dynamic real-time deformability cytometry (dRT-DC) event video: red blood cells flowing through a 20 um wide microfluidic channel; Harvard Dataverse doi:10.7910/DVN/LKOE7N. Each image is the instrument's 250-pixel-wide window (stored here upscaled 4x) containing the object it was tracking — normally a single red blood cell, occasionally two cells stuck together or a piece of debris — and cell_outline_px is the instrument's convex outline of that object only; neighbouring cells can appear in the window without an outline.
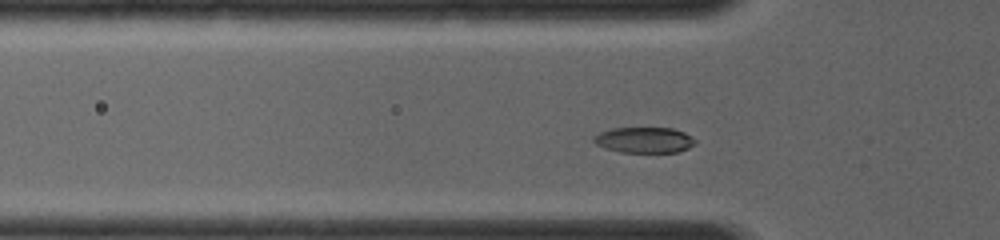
{"species": "common noctule bat (a hibernating species)", "species_latin": "Nyctalus noctula", "temperature_condition": "room temperature", "stored_images_in_passage": 12, "camera_frame_rate_fps": 4000, "um_per_image_px": 0.085, "animal": {"sex": "female", "body_mass_g": 19.0, "forearm_length_mm": 56.7}, "frame": {"image": 1, "passage_image": 7, "time_ms": 1.5, "image_size_px": [1000, 240], "cell_outline_px": [[696, 144], [688, 148], [676, 152], [620, 152], [604, 148], [596, 144], [592, 140], [592, 136], [600, 132], [612, 128], [672, 128], [684, 132], [696, 140]], "centroid_in_image_um": [54.73, 11.9], "position_along_channel_um": 71.1, "area_um2": 15.26}}
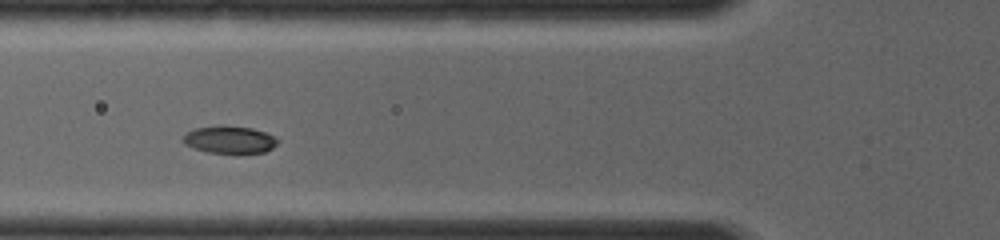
{"frame": {"image": 2, "passage_image": 11, "time_ms": 2.25, "image_size_px": [1000, 240], "cell_outline_px": [[280, 140], [272, 148], [264, 152], [208, 152], [184, 144], [180, 140], [188, 132], [196, 128], [220, 124], [224, 124], [252, 128], [276, 136]], "centroid_in_image_um": [19.52, 11.83], "position_along_channel_um": 106.3, "area_um2": 15.09}}